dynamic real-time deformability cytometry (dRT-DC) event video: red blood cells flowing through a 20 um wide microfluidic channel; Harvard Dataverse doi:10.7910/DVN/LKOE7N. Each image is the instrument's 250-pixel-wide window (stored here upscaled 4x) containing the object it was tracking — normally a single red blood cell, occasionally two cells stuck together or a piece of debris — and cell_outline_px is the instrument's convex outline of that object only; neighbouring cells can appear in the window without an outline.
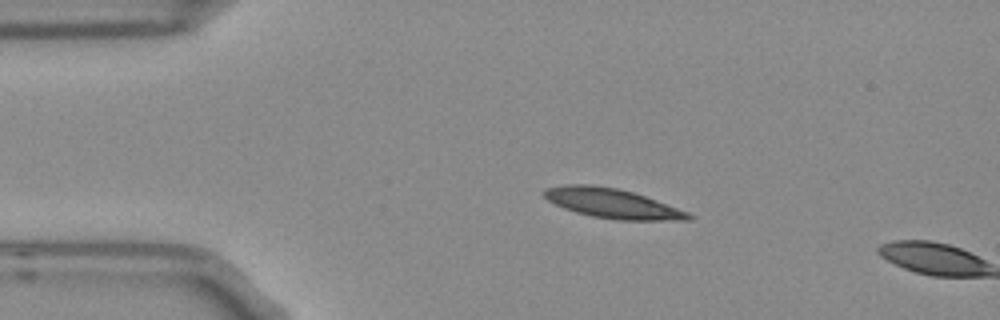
{"species": "Egyptian fruit bat (a non-hibernating species)", "species_latin": "Rousettus aegyptiacus", "temperature_condition": "room temperature", "stored_images_in_passage": 3, "camera_frame_rate_fps": 3000, "um_per_image_px": 0.085, "frame": {"image": 1, "passage_image": 1, "time_ms": 0.0, "image_size_px": [1000, 320], "cell_outline_px": [[692, 220], [620, 220], [592, 216], [576, 212], [564, 208], [548, 200], [544, 196], [544, 188], [568, 184], [588, 184], [616, 188], [632, 192], [644, 196], [688, 212], [692, 216]], "centroid_in_image_um": [52.02, 17.29], "position_along_channel_um": 33.0, "area_um2": 24.51}}